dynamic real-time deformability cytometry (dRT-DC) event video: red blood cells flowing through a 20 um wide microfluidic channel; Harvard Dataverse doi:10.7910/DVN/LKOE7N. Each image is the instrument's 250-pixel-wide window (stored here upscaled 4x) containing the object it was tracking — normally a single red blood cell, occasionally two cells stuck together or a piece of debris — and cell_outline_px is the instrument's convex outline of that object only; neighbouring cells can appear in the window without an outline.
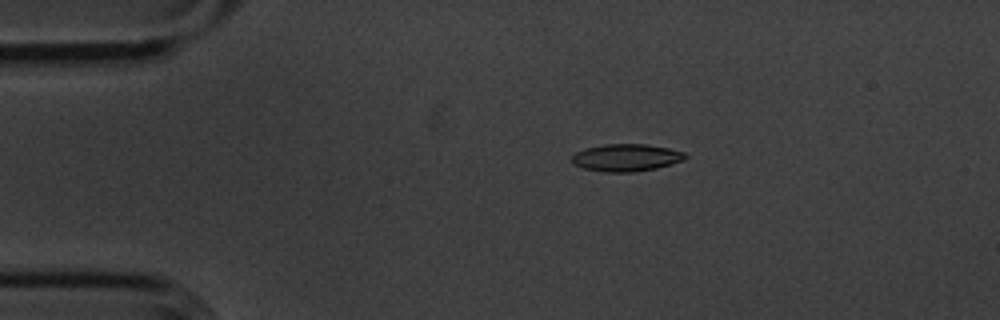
{"species": "common noctule bat (a hibernating species)", "species_latin": "Nyctalus noctula", "temperature_condition": "cold", "stored_images_in_passage": 55, "camera_frame_rate_fps": 3000, "um_per_image_px": 0.085, "animal": {"sex": "male", "body_mass_g": 20.1, "forearm_length_mm": 53.5}, "frame": {"image": 1, "passage_image": 11, "time_ms": 3.333, "image_size_px": [1000, 320], "cell_outline_px": [[688, 156], [684, 160], [656, 168], [632, 172], [604, 172], [584, 168], [572, 164], [572, 156], [576, 152], [584, 148], [604, 144], [644, 144], [668, 148], [684, 152]], "centroid_in_image_um": [53.21, 13.39], "position_along_channel_um": 31.8, "area_um2": 18.03}}
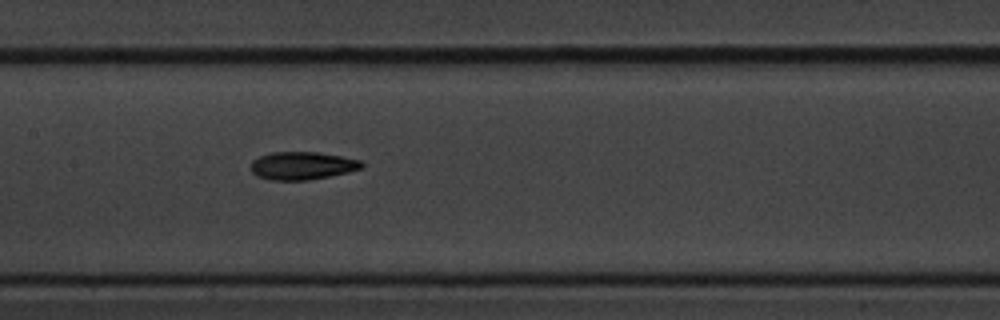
{"frame": {"image": 2, "passage_image": 27, "time_ms": 8.667, "image_size_px": [1000, 320], "cell_outline_px": [[364, 168], [348, 172], [308, 180], [272, 180], [256, 176], [252, 172], [252, 160], [260, 156], [272, 152], [320, 152], [360, 160], [364, 164]], "centroid_in_image_um": [25.7, 14.08], "position_along_channel_um": 181.7, "area_um2": 17.98}}
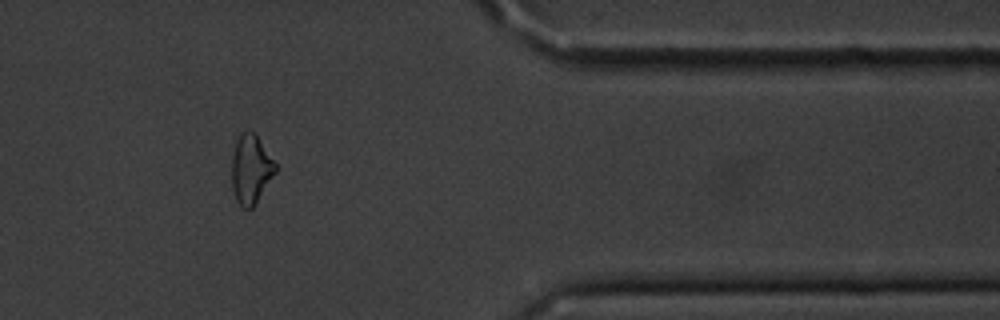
{"frame": {"image": 3, "passage_image": 46, "time_ms": 15.0, "image_size_px": [1000, 320], "cell_outline_px": [[276, 172], [256, 204], [252, 208], [240, 208], [236, 200], [232, 188], [232, 156], [236, 140], [240, 132], [252, 132], [256, 136], [276, 164]], "centroid_in_image_um": [21.3, 14.44], "position_along_channel_um": 390.1, "area_um2": 17.46}, "authors_computed_cell_mechanics": {"area_um2": 17.7446, "velocity_mm_per_s": 3.6216, "shape_relaxation_time_tau1_ms": 3.3028, "shape_relaxation_time_tau2_ms": 9.8376, "deformation_change_tau1": 0.1287, "deformation_change_tau2": 0.1876}}